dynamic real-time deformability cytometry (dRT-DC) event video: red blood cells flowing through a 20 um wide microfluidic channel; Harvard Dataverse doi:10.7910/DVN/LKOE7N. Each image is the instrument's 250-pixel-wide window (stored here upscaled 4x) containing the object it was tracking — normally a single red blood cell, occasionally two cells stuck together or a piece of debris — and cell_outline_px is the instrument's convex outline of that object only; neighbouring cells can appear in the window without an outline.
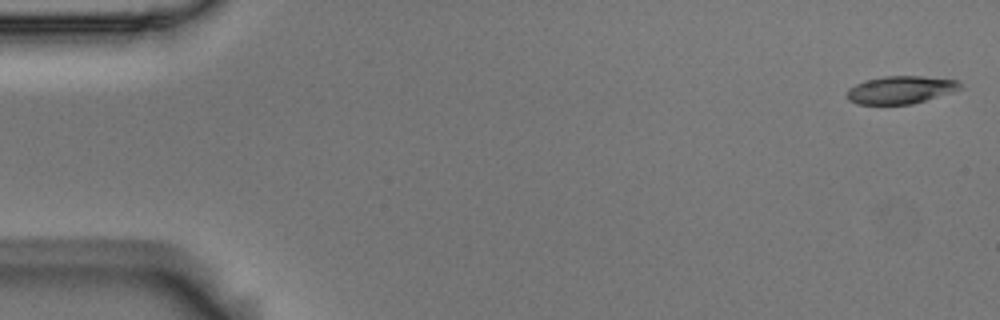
{"species": "Egyptian fruit bat (a non-hibernating species)", "species_latin": "Rousettus aegyptiacus", "temperature_condition": "room temperature", "stored_images_in_passage": 5, "camera_frame_rate_fps": 3000, "um_per_image_px": 0.085, "animal": {"sex": "male"}, "frame": {"image": 1, "passage_image": 1, "time_ms": 0.0, "image_size_px": [1000, 320], "cell_outline_px": [[964, 88], [952, 92], [912, 104], [856, 104], [848, 100], [848, 88], [864, 80], [884, 76], [924, 76], [956, 80]], "centroid_in_image_um": [76.55, 7.63], "position_along_channel_um": 8.5, "area_um2": 18.26}}
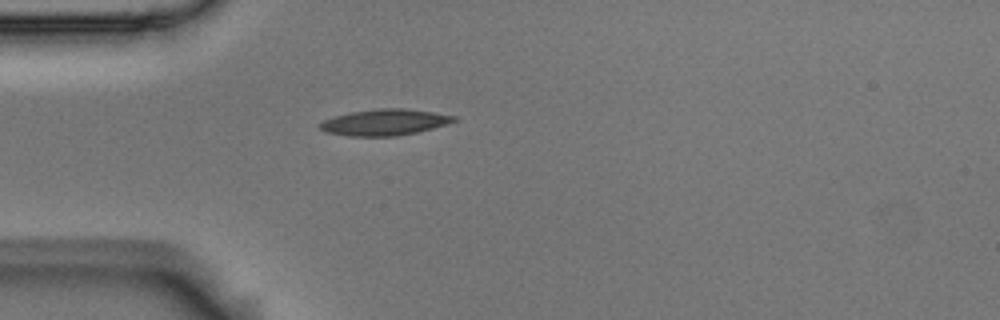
{"frame": {"image": 2, "passage_image": 5, "time_ms": 1.333, "image_size_px": [1000, 320], "cell_outline_px": [[460, 120], [448, 124], [416, 132], [396, 136], [348, 136], [324, 132], [316, 124], [332, 116], [352, 112], [380, 108], [404, 108], [432, 112], [456, 116]], "centroid_in_image_um": [32.67, 10.39], "position_along_channel_um": 52.3, "area_um2": 20.58}}